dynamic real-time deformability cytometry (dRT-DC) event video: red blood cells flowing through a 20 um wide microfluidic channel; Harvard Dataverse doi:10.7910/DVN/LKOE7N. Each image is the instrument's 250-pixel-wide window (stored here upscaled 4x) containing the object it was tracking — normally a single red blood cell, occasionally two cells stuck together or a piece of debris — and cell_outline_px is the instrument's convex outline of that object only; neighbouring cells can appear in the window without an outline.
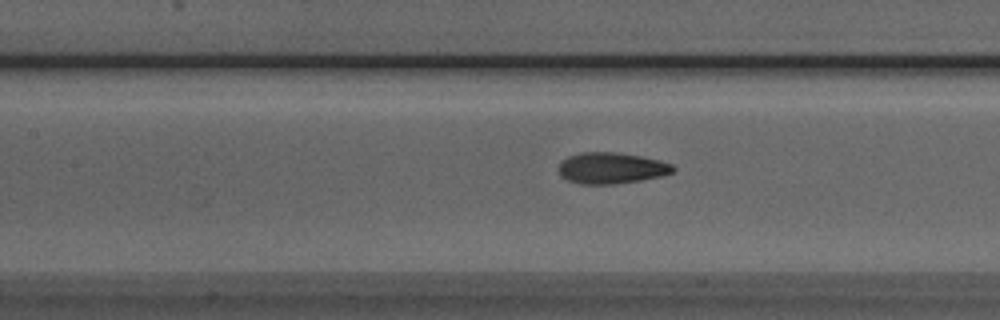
{"species": "Egyptian fruit bat (a non-hibernating species)", "species_latin": "Rousettus aegyptiacus", "temperature_condition": "room temperature", "stored_images_in_passage": 39, "camera_frame_rate_fps": 3000, "um_per_image_px": 0.085, "animal": {"sex": "male"}, "frame": {"image": 1, "passage_image": 10, "time_ms": 3.0, "image_size_px": [1000, 320], "cell_outline_px": [[676, 168], [672, 172], [660, 176], [640, 180], [612, 184], [580, 184], [568, 180], [560, 172], [560, 160], [568, 156], [580, 152], [616, 152], [640, 156], [660, 160], [672, 164]], "centroid_in_image_um": [51.97, 14.27], "position_along_channel_um": 155.4, "area_um2": 20.63}}
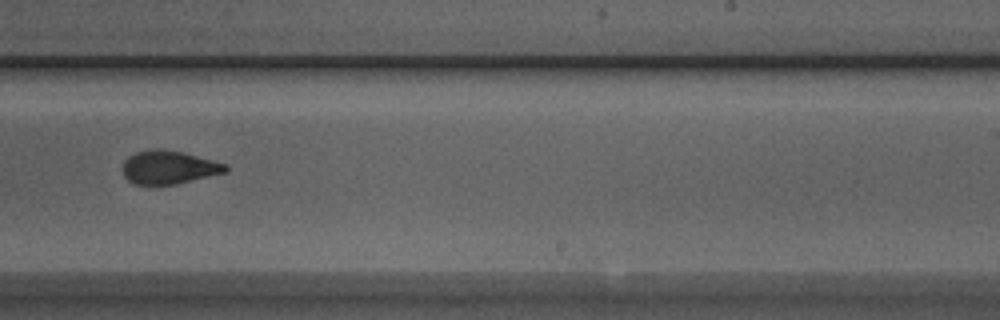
{"frame": {"image": 2, "passage_image": 19, "time_ms": 6.0, "image_size_px": [1000, 320], "cell_outline_px": [[228, 172], [176, 184], [132, 184], [124, 176], [124, 160], [128, 156], [136, 152], [156, 148], [160, 148], [184, 152], [228, 164]], "centroid_in_image_um": [14.38, 14.21], "position_along_channel_um": 274.6, "area_um2": 20.11}}
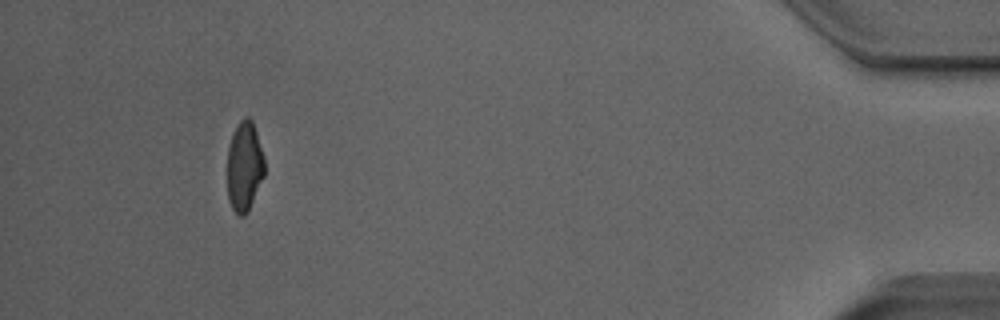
{"frame": {"image": 3, "passage_image": 35, "time_ms": 11.333, "image_size_px": [1000, 320], "cell_outline_px": [[264, 176], [248, 212], [244, 216], [240, 216], [232, 208], [228, 200], [228, 148], [232, 132], [236, 124], [244, 116], [248, 116], [252, 120], [264, 156]], "centroid_in_image_um": [20.77, 14.12], "position_along_channel_um": 414.4, "area_um2": 19.59}, "authors_computed_cell_mechanics": {"area_um2": 20.519, "velocity_mm_per_s": 3.9873, "shape_relaxation_time_tau1_ms": 4.9082, "shape_relaxation_time_tau2_ms": 1.4415, "deformation_change_tau1": 0.1584, "deformation_change_tau2": 0.0817}}